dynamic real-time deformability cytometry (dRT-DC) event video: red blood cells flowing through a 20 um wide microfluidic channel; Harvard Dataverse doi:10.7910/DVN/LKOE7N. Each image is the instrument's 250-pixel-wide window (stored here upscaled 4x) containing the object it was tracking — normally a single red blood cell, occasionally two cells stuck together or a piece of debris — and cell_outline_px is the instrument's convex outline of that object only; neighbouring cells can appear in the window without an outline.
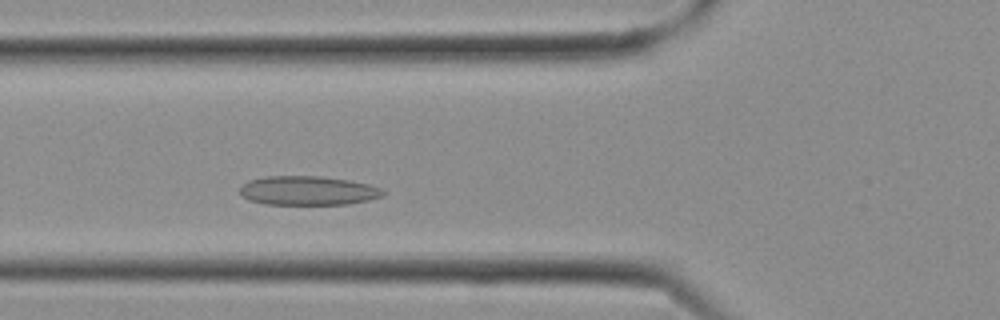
{"species": "Egyptian fruit bat (a non-hibernating species)", "species_latin": "Rousettus aegyptiacus", "temperature_condition": "cold", "stored_images_in_passage": 6, "camera_frame_rate_fps": 3000, "um_per_image_px": 0.085, "frame": {"image": 1, "passage_image": 6, "time_ms": 1.667, "image_size_px": [1000, 320], "cell_outline_px": [[388, 192], [384, 196], [368, 200], [348, 204], [264, 204], [248, 200], [240, 196], [240, 188], [248, 180], [264, 176], [320, 176], [348, 180], [368, 184], [380, 188]], "centroid_in_image_um": [26.16, 16.2], "position_along_channel_um": 99.6, "area_um2": 24.45}}